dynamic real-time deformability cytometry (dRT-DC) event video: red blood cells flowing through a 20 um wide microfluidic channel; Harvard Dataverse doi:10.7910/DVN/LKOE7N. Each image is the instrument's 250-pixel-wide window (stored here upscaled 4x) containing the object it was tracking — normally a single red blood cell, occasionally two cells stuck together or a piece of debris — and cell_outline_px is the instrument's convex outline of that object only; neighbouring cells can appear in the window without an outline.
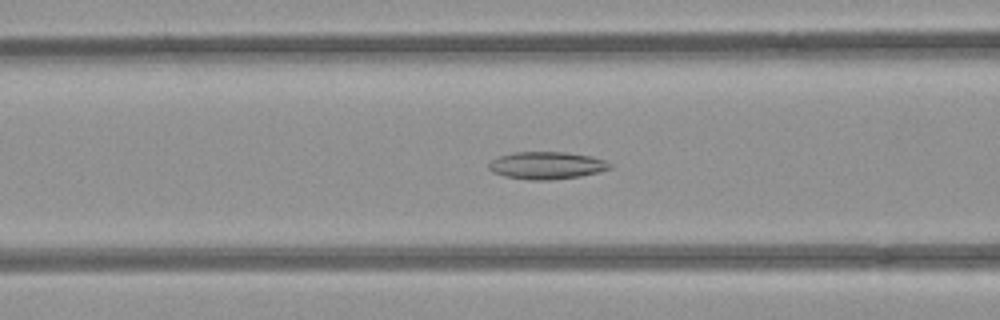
{"species": "common noctule bat (a hibernating species)", "species_latin": "Nyctalus noctula", "temperature_condition": "room temperature", "stored_images_in_passage": 37, "camera_frame_rate_fps": 3000, "um_per_image_px": 0.085, "animal": {"sex": "female", "body_mass_g": 21.9}, "frame": {"image": 1, "passage_image": 6, "time_ms": 1.667, "image_size_px": [1000, 320], "cell_outline_px": [[612, 168], [600, 172], [580, 176], [552, 180], [532, 180], [504, 176], [492, 172], [488, 168], [488, 164], [492, 160], [500, 156], [512, 152], [564, 152], [592, 156], [604, 160], [612, 164]], "centroid_in_image_um": [46.48, 14.06], "position_along_channel_um": 120.1, "area_um2": 19.42}}
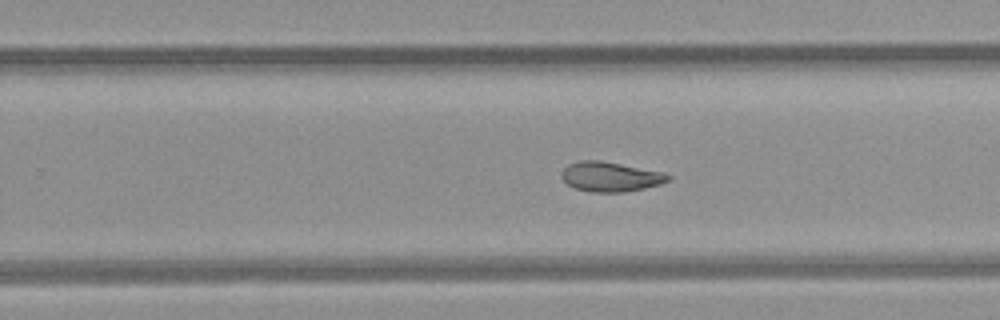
{"frame": {"image": 2, "passage_image": 18, "time_ms": 5.667, "image_size_px": [1000, 320], "cell_outline_px": [[672, 176], [668, 180], [660, 184], [644, 188], [624, 192], [592, 192], [576, 188], [568, 184], [560, 176], [564, 168], [568, 164], [580, 160], [600, 160], [664, 172]], "centroid_in_image_um": [51.88, 15.01], "position_along_channel_um": 277.9, "area_um2": 18.38}}
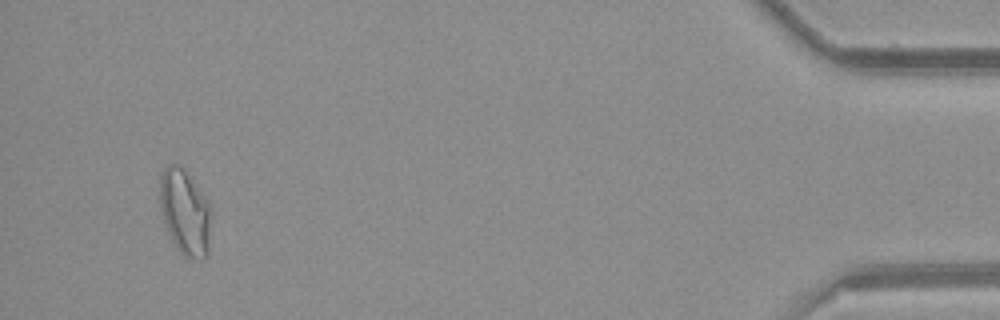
{"frame": {"image": 3, "passage_image": 35, "time_ms": 11.333, "image_size_px": [1000, 320], "cell_outline_px": [[212, 212], [208, 256], [200, 260], [184, 256], [176, 248], [164, 224], [160, 208], [160, 176], [164, 168], [168, 164], [176, 164], [184, 168], [212, 204]], "centroid_in_image_um": [15.76, 18.04], "position_along_channel_um": 419.4, "area_um2": 26.3}, "authors_computed_cell_mechanics": {"area_um2": 19.1318, "velocity_mm_per_s": 3.95, "shape_relaxation_time_tau1_ms": null, "shape_relaxation_time_tau2_ms": 4.7215, "deformation_change_tau1": null, "deformation_change_tau2": 0.1118}}